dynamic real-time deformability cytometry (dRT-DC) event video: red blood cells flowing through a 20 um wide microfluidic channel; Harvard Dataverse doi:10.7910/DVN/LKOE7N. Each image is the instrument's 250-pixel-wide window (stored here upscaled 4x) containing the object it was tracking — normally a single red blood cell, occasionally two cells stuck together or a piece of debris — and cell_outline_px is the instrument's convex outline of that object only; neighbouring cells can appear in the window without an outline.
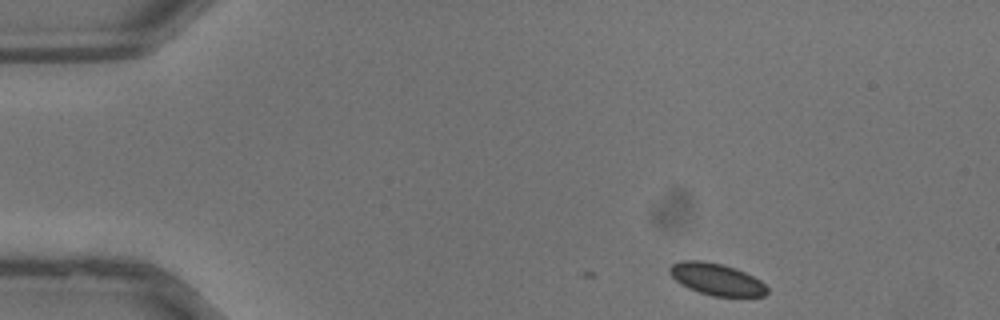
{"species": "common noctule bat (a hibernating species)", "species_latin": "Nyctalus noctula", "temperature_condition": "warm", "stored_images_in_passage": 3, "camera_frame_rate_fps": 3000, "um_per_image_px": 0.085, "animal": {"sex": "male", "body_mass_g": 13.3}, "frame": {"image": 1, "passage_image": 1, "time_ms": 0.0, "image_size_px": [1000, 320], "cell_outline_px": [[768, 292], [764, 296], [712, 296], [688, 288], [680, 284], [668, 272], [668, 268], [672, 264], [680, 260], [700, 260], [724, 264], [736, 268], [760, 280], [768, 288]], "centroid_in_image_um": [60.88, 23.72], "position_along_channel_um": 24.1, "area_um2": 18.15}}